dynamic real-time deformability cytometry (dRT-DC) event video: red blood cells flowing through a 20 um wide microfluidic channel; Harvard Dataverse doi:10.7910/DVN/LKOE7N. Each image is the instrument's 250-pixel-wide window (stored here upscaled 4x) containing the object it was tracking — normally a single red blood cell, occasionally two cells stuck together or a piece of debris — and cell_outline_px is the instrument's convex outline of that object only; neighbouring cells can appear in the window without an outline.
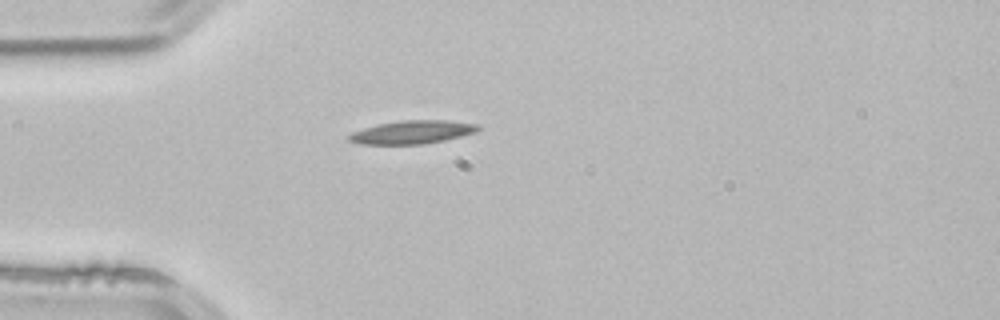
{"species": "common noctule bat (a hibernating species)", "species_latin": "Nyctalus noctula", "temperature_condition": "room temperature", "stored_images_in_passage": 3, "camera_frame_rate_fps": 3000, "um_per_image_px": 0.085, "animal": {"sex": "male", "body_mass_g": 21.5, "forearm_length_mm": 52.0}, "frame": {"image": 1, "passage_image": 3, "time_ms": 0.667, "image_size_px": [1000, 320], "cell_outline_px": [[484, 128], [476, 132], [444, 140], [424, 144], [360, 144], [348, 140], [348, 136], [352, 132], [364, 128], [380, 124], [400, 120], [444, 120], [480, 124]], "centroid_in_image_um": [35.09, 11.23], "position_along_channel_um": 49.9, "area_um2": 17.51}}